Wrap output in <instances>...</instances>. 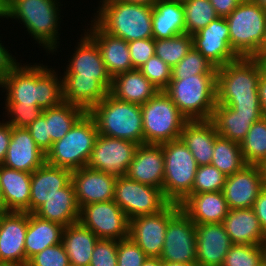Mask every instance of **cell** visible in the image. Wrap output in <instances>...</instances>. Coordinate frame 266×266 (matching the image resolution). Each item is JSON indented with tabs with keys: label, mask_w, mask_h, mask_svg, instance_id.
<instances>
[{
	"label": "cell",
	"mask_w": 266,
	"mask_h": 266,
	"mask_svg": "<svg viewBox=\"0 0 266 266\" xmlns=\"http://www.w3.org/2000/svg\"><path fill=\"white\" fill-rule=\"evenodd\" d=\"M258 96L263 117H266V72L261 73L258 82Z\"/></svg>",
	"instance_id": "cell-55"
},
{
	"label": "cell",
	"mask_w": 266,
	"mask_h": 266,
	"mask_svg": "<svg viewBox=\"0 0 266 266\" xmlns=\"http://www.w3.org/2000/svg\"><path fill=\"white\" fill-rule=\"evenodd\" d=\"M88 33L81 37L62 78L64 101L86 113L107 96L112 85L99 47Z\"/></svg>",
	"instance_id": "cell-1"
},
{
	"label": "cell",
	"mask_w": 266,
	"mask_h": 266,
	"mask_svg": "<svg viewBox=\"0 0 266 266\" xmlns=\"http://www.w3.org/2000/svg\"><path fill=\"white\" fill-rule=\"evenodd\" d=\"M232 245L222 223L196 225L197 266H222Z\"/></svg>",
	"instance_id": "cell-22"
},
{
	"label": "cell",
	"mask_w": 266,
	"mask_h": 266,
	"mask_svg": "<svg viewBox=\"0 0 266 266\" xmlns=\"http://www.w3.org/2000/svg\"><path fill=\"white\" fill-rule=\"evenodd\" d=\"M240 2H252V1H256V0H239Z\"/></svg>",
	"instance_id": "cell-66"
},
{
	"label": "cell",
	"mask_w": 266,
	"mask_h": 266,
	"mask_svg": "<svg viewBox=\"0 0 266 266\" xmlns=\"http://www.w3.org/2000/svg\"><path fill=\"white\" fill-rule=\"evenodd\" d=\"M263 70L266 72V46H264L263 51L261 52V54L258 56Z\"/></svg>",
	"instance_id": "cell-58"
},
{
	"label": "cell",
	"mask_w": 266,
	"mask_h": 266,
	"mask_svg": "<svg viewBox=\"0 0 266 266\" xmlns=\"http://www.w3.org/2000/svg\"><path fill=\"white\" fill-rule=\"evenodd\" d=\"M247 165H261L266 161V117L254 122L240 143Z\"/></svg>",
	"instance_id": "cell-38"
},
{
	"label": "cell",
	"mask_w": 266,
	"mask_h": 266,
	"mask_svg": "<svg viewBox=\"0 0 266 266\" xmlns=\"http://www.w3.org/2000/svg\"><path fill=\"white\" fill-rule=\"evenodd\" d=\"M27 129L36 145L46 153L51 148V136L48 135L46 118L41 114Z\"/></svg>",
	"instance_id": "cell-50"
},
{
	"label": "cell",
	"mask_w": 266,
	"mask_h": 266,
	"mask_svg": "<svg viewBox=\"0 0 266 266\" xmlns=\"http://www.w3.org/2000/svg\"><path fill=\"white\" fill-rule=\"evenodd\" d=\"M179 205L195 225L222 223L229 211L222 191L191 194Z\"/></svg>",
	"instance_id": "cell-25"
},
{
	"label": "cell",
	"mask_w": 266,
	"mask_h": 266,
	"mask_svg": "<svg viewBox=\"0 0 266 266\" xmlns=\"http://www.w3.org/2000/svg\"><path fill=\"white\" fill-rule=\"evenodd\" d=\"M176 1H178V2H184V1H186V0H176Z\"/></svg>",
	"instance_id": "cell-67"
},
{
	"label": "cell",
	"mask_w": 266,
	"mask_h": 266,
	"mask_svg": "<svg viewBox=\"0 0 266 266\" xmlns=\"http://www.w3.org/2000/svg\"><path fill=\"white\" fill-rule=\"evenodd\" d=\"M263 263L261 245L233 244L222 266H259Z\"/></svg>",
	"instance_id": "cell-42"
},
{
	"label": "cell",
	"mask_w": 266,
	"mask_h": 266,
	"mask_svg": "<svg viewBox=\"0 0 266 266\" xmlns=\"http://www.w3.org/2000/svg\"><path fill=\"white\" fill-rule=\"evenodd\" d=\"M142 266H163V261L160 258L147 257Z\"/></svg>",
	"instance_id": "cell-56"
},
{
	"label": "cell",
	"mask_w": 266,
	"mask_h": 266,
	"mask_svg": "<svg viewBox=\"0 0 266 266\" xmlns=\"http://www.w3.org/2000/svg\"><path fill=\"white\" fill-rule=\"evenodd\" d=\"M139 70L159 91H164L172 79V68L156 55Z\"/></svg>",
	"instance_id": "cell-44"
},
{
	"label": "cell",
	"mask_w": 266,
	"mask_h": 266,
	"mask_svg": "<svg viewBox=\"0 0 266 266\" xmlns=\"http://www.w3.org/2000/svg\"><path fill=\"white\" fill-rule=\"evenodd\" d=\"M0 266H24V265L0 263Z\"/></svg>",
	"instance_id": "cell-65"
},
{
	"label": "cell",
	"mask_w": 266,
	"mask_h": 266,
	"mask_svg": "<svg viewBox=\"0 0 266 266\" xmlns=\"http://www.w3.org/2000/svg\"><path fill=\"white\" fill-rule=\"evenodd\" d=\"M72 180V171L44 163L31 176L30 213H34Z\"/></svg>",
	"instance_id": "cell-27"
},
{
	"label": "cell",
	"mask_w": 266,
	"mask_h": 266,
	"mask_svg": "<svg viewBox=\"0 0 266 266\" xmlns=\"http://www.w3.org/2000/svg\"><path fill=\"white\" fill-rule=\"evenodd\" d=\"M227 176L220 172L215 166H198L192 194L222 191Z\"/></svg>",
	"instance_id": "cell-43"
},
{
	"label": "cell",
	"mask_w": 266,
	"mask_h": 266,
	"mask_svg": "<svg viewBox=\"0 0 266 266\" xmlns=\"http://www.w3.org/2000/svg\"><path fill=\"white\" fill-rule=\"evenodd\" d=\"M137 146L129 140L99 134L86 167L116 177L126 176Z\"/></svg>",
	"instance_id": "cell-15"
},
{
	"label": "cell",
	"mask_w": 266,
	"mask_h": 266,
	"mask_svg": "<svg viewBox=\"0 0 266 266\" xmlns=\"http://www.w3.org/2000/svg\"><path fill=\"white\" fill-rule=\"evenodd\" d=\"M163 266H197V264H186V263H179V262L163 261Z\"/></svg>",
	"instance_id": "cell-59"
},
{
	"label": "cell",
	"mask_w": 266,
	"mask_h": 266,
	"mask_svg": "<svg viewBox=\"0 0 266 266\" xmlns=\"http://www.w3.org/2000/svg\"><path fill=\"white\" fill-rule=\"evenodd\" d=\"M88 34L97 44L108 74L113 78L117 74L133 70L128 42L104 32L95 22Z\"/></svg>",
	"instance_id": "cell-26"
},
{
	"label": "cell",
	"mask_w": 266,
	"mask_h": 266,
	"mask_svg": "<svg viewBox=\"0 0 266 266\" xmlns=\"http://www.w3.org/2000/svg\"><path fill=\"white\" fill-rule=\"evenodd\" d=\"M225 19L234 53L238 57H258L266 39V10L256 1L240 2Z\"/></svg>",
	"instance_id": "cell-7"
},
{
	"label": "cell",
	"mask_w": 266,
	"mask_h": 266,
	"mask_svg": "<svg viewBox=\"0 0 266 266\" xmlns=\"http://www.w3.org/2000/svg\"><path fill=\"white\" fill-rule=\"evenodd\" d=\"M116 1L127 2V3H136V4H144V5L153 6V4L157 0H116Z\"/></svg>",
	"instance_id": "cell-57"
},
{
	"label": "cell",
	"mask_w": 266,
	"mask_h": 266,
	"mask_svg": "<svg viewBox=\"0 0 266 266\" xmlns=\"http://www.w3.org/2000/svg\"><path fill=\"white\" fill-rule=\"evenodd\" d=\"M128 48L134 69H139L155 55L154 38L129 41Z\"/></svg>",
	"instance_id": "cell-49"
},
{
	"label": "cell",
	"mask_w": 266,
	"mask_h": 266,
	"mask_svg": "<svg viewBox=\"0 0 266 266\" xmlns=\"http://www.w3.org/2000/svg\"><path fill=\"white\" fill-rule=\"evenodd\" d=\"M28 227L27 212L0 214V263L26 266L25 237Z\"/></svg>",
	"instance_id": "cell-18"
},
{
	"label": "cell",
	"mask_w": 266,
	"mask_h": 266,
	"mask_svg": "<svg viewBox=\"0 0 266 266\" xmlns=\"http://www.w3.org/2000/svg\"><path fill=\"white\" fill-rule=\"evenodd\" d=\"M185 19V33L193 35L217 19L210 0H186L182 2Z\"/></svg>",
	"instance_id": "cell-39"
},
{
	"label": "cell",
	"mask_w": 266,
	"mask_h": 266,
	"mask_svg": "<svg viewBox=\"0 0 266 266\" xmlns=\"http://www.w3.org/2000/svg\"><path fill=\"white\" fill-rule=\"evenodd\" d=\"M164 240L162 261L196 264V225L182 210L168 222Z\"/></svg>",
	"instance_id": "cell-16"
},
{
	"label": "cell",
	"mask_w": 266,
	"mask_h": 266,
	"mask_svg": "<svg viewBox=\"0 0 266 266\" xmlns=\"http://www.w3.org/2000/svg\"><path fill=\"white\" fill-rule=\"evenodd\" d=\"M211 165L229 176L241 171L247 164L240 144L218 135L214 143Z\"/></svg>",
	"instance_id": "cell-37"
},
{
	"label": "cell",
	"mask_w": 266,
	"mask_h": 266,
	"mask_svg": "<svg viewBox=\"0 0 266 266\" xmlns=\"http://www.w3.org/2000/svg\"><path fill=\"white\" fill-rule=\"evenodd\" d=\"M262 175H263V186L266 188V161L260 165Z\"/></svg>",
	"instance_id": "cell-60"
},
{
	"label": "cell",
	"mask_w": 266,
	"mask_h": 266,
	"mask_svg": "<svg viewBox=\"0 0 266 266\" xmlns=\"http://www.w3.org/2000/svg\"><path fill=\"white\" fill-rule=\"evenodd\" d=\"M98 237L80 222L64 227L62 243L71 266H89Z\"/></svg>",
	"instance_id": "cell-33"
},
{
	"label": "cell",
	"mask_w": 266,
	"mask_h": 266,
	"mask_svg": "<svg viewBox=\"0 0 266 266\" xmlns=\"http://www.w3.org/2000/svg\"><path fill=\"white\" fill-rule=\"evenodd\" d=\"M116 179L114 175L88 167L72 171V182L79 208L91 203L113 200Z\"/></svg>",
	"instance_id": "cell-20"
},
{
	"label": "cell",
	"mask_w": 266,
	"mask_h": 266,
	"mask_svg": "<svg viewBox=\"0 0 266 266\" xmlns=\"http://www.w3.org/2000/svg\"><path fill=\"white\" fill-rule=\"evenodd\" d=\"M57 0H5V17L20 19L34 40L51 52L58 38ZM57 6V7H56Z\"/></svg>",
	"instance_id": "cell-8"
},
{
	"label": "cell",
	"mask_w": 266,
	"mask_h": 266,
	"mask_svg": "<svg viewBox=\"0 0 266 266\" xmlns=\"http://www.w3.org/2000/svg\"><path fill=\"white\" fill-rule=\"evenodd\" d=\"M144 143L163 144L180 139L188 121L164 91L141 105Z\"/></svg>",
	"instance_id": "cell-11"
},
{
	"label": "cell",
	"mask_w": 266,
	"mask_h": 266,
	"mask_svg": "<svg viewBox=\"0 0 266 266\" xmlns=\"http://www.w3.org/2000/svg\"><path fill=\"white\" fill-rule=\"evenodd\" d=\"M219 17H227L240 3L239 0H210Z\"/></svg>",
	"instance_id": "cell-53"
},
{
	"label": "cell",
	"mask_w": 266,
	"mask_h": 266,
	"mask_svg": "<svg viewBox=\"0 0 266 266\" xmlns=\"http://www.w3.org/2000/svg\"><path fill=\"white\" fill-rule=\"evenodd\" d=\"M192 39L193 47L217 68L238 58L230 47L229 26L224 17L193 34Z\"/></svg>",
	"instance_id": "cell-17"
},
{
	"label": "cell",
	"mask_w": 266,
	"mask_h": 266,
	"mask_svg": "<svg viewBox=\"0 0 266 266\" xmlns=\"http://www.w3.org/2000/svg\"><path fill=\"white\" fill-rule=\"evenodd\" d=\"M263 263L266 265V240L262 243Z\"/></svg>",
	"instance_id": "cell-62"
},
{
	"label": "cell",
	"mask_w": 266,
	"mask_h": 266,
	"mask_svg": "<svg viewBox=\"0 0 266 266\" xmlns=\"http://www.w3.org/2000/svg\"><path fill=\"white\" fill-rule=\"evenodd\" d=\"M253 210L259 220L261 228L266 234V188H263L253 204Z\"/></svg>",
	"instance_id": "cell-52"
},
{
	"label": "cell",
	"mask_w": 266,
	"mask_h": 266,
	"mask_svg": "<svg viewBox=\"0 0 266 266\" xmlns=\"http://www.w3.org/2000/svg\"><path fill=\"white\" fill-rule=\"evenodd\" d=\"M256 2L266 10V0H256Z\"/></svg>",
	"instance_id": "cell-64"
},
{
	"label": "cell",
	"mask_w": 266,
	"mask_h": 266,
	"mask_svg": "<svg viewBox=\"0 0 266 266\" xmlns=\"http://www.w3.org/2000/svg\"><path fill=\"white\" fill-rule=\"evenodd\" d=\"M88 114L100 135L144 144L141 105L116 99L108 93Z\"/></svg>",
	"instance_id": "cell-5"
},
{
	"label": "cell",
	"mask_w": 266,
	"mask_h": 266,
	"mask_svg": "<svg viewBox=\"0 0 266 266\" xmlns=\"http://www.w3.org/2000/svg\"><path fill=\"white\" fill-rule=\"evenodd\" d=\"M147 256L130 238L117 241V266H142Z\"/></svg>",
	"instance_id": "cell-47"
},
{
	"label": "cell",
	"mask_w": 266,
	"mask_h": 266,
	"mask_svg": "<svg viewBox=\"0 0 266 266\" xmlns=\"http://www.w3.org/2000/svg\"><path fill=\"white\" fill-rule=\"evenodd\" d=\"M79 222L99 239L129 238V219L114 200L82 206Z\"/></svg>",
	"instance_id": "cell-14"
},
{
	"label": "cell",
	"mask_w": 266,
	"mask_h": 266,
	"mask_svg": "<svg viewBox=\"0 0 266 266\" xmlns=\"http://www.w3.org/2000/svg\"><path fill=\"white\" fill-rule=\"evenodd\" d=\"M263 186L259 165H246L241 171L226 178L223 195L229 209L252 208Z\"/></svg>",
	"instance_id": "cell-19"
},
{
	"label": "cell",
	"mask_w": 266,
	"mask_h": 266,
	"mask_svg": "<svg viewBox=\"0 0 266 266\" xmlns=\"http://www.w3.org/2000/svg\"><path fill=\"white\" fill-rule=\"evenodd\" d=\"M8 114H11V120L6 121L12 127L27 128L43 112L37 105H22L15 103H5Z\"/></svg>",
	"instance_id": "cell-46"
},
{
	"label": "cell",
	"mask_w": 266,
	"mask_h": 266,
	"mask_svg": "<svg viewBox=\"0 0 266 266\" xmlns=\"http://www.w3.org/2000/svg\"><path fill=\"white\" fill-rule=\"evenodd\" d=\"M11 129L12 126L9 123H0V165H2L7 153L11 139Z\"/></svg>",
	"instance_id": "cell-54"
},
{
	"label": "cell",
	"mask_w": 266,
	"mask_h": 266,
	"mask_svg": "<svg viewBox=\"0 0 266 266\" xmlns=\"http://www.w3.org/2000/svg\"><path fill=\"white\" fill-rule=\"evenodd\" d=\"M64 227L28 213V227L25 237V255L29 260L45 248L62 242Z\"/></svg>",
	"instance_id": "cell-35"
},
{
	"label": "cell",
	"mask_w": 266,
	"mask_h": 266,
	"mask_svg": "<svg viewBox=\"0 0 266 266\" xmlns=\"http://www.w3.org/2000/svg\"><path fill=\"white\" fill-rule=\"evenodd\" d=\"M152 31L154 39H169L185 33L182 2L157 0L152 6Z\"/></svg>",
	"instance_id": "cell-32"
},
{
	"label": "cell",
	"mask_w": 266,
	"mask_h": 266,
	"mask_svg": "<svg viewBox=\"0 0 266 266\" xmlns=\"http://www.w3.org/2000/svg\"><path fill=\"white\" fill-rule=\"evenodd\" d=\"M0 17H5V0H0Z\"/></svg>",
	"instance_id": "cell-61"
},
{
	"label": "cell",
	"mask_w": 266,
	"mask_h": 266,
	"mask_svg": "<svg viewBox=\"0 0 266 266\" xmlns=\"http://www.w3.org/2000/svg\"><path fill=\"white\" fill-rule=\"evenodd\" d=\"M217 75L172 77L164 92L188 120H210L216 106Z\"/></svg>",
	"instance_id": "cell-6"
},
{
	"label": "cell",
	"mask_w": 266,
	"mask_h": 266,
	"mask_svg": "<svg viewBox=\"0 0 266 266\" xmlns=\"http://www.w3.org/2000/svg\"><path fill=\"white\" fill-rule=\"evenodd\" d=\"M34 214L63 227L79 222L80 208L72 180L40 206Z\"/></svg>",
	"instance_id": "cell-30"
},
{
	"label": "cell",
	"mask_w": 266,
	"mask_h": 266,
	"mask_svg": "<svg viewBox=\"0 0 266 266\" xmlns=\"http://www.w3.org/2000/svg\"><path fill=\"white\" fill-rule=\"evenodd\" d=\"M164 181L162 192L170 203L180 204L192 194L198 164L181 139L162 144Z\"/></svg>",
	"instance_id": "cell-10"
},
{
	"label": "cell",
	"mask_w": 266,
	"mask_h": 266,
	"mask_svg": "<svg viewBox=\"0 0 266 266\" xmlns=\"http://www.w3.org/2000/svg\"><path fill=\"white\" fill-rule=\"evenodd\" d=\"M191 75H217V67L194 47L172 68V77H189Z\"/></svg>",
	"instance_id": "cell-41"
},
{
	"label": "cell",
	"mask_w": 266,
	"mask_h": 266,
	"mask_svg": "<svg viewBox=\"0 0 266 266\" xmlns=\"http://www.w3.org/2000/svg\"><path fill=\"white\" fill-rule=\"evenodd\" d=\"M26 266H71L63 243L52 245L35 254Z\"/></svg>",
	"instance_id": "cell-45"
},
{
	"label": "cell",
	"mask_w": 266,
	"mask_h": 266,
	"mask_svg": "<svg viewBox=\"0 0 266 266\" xmlns=\"http://www.w3.org/2000/svg\"><path fill=\"white\" fill-rule=\"evenodd\" d=\"M89 266H117V240L98 239Z\"/></svg>",
	"instance_id": "cell-48"
},
{
	"label": "cell",
	"mask_w": 266,
	"mask_h": 266,
	"mask_svg": "<svg viewBox=\"0 0 266 266\" xmlns=\"http://www.w3.org/2000/svg\"><path fill=\"white\" fill-rule=\"evenodd\" d=\"M180 205L169 203L152 215L137 216L129 220V238L147 257L159 258L164 246L168 222L180 211Z\"/></svg>",
	"instance_id": "cell-13"
},
{
	"label": "cell",
	"mask_w": 266,
	"mask_h": 266,
	"mask_svg": "<svg viewBox=\"0 0 266 266\" xmlns=\"http://www.w3.org/2000/svg\"><path fill=\"white\" fill-rule=\"evenodd\" d=\"M95 23L106 33L126 42L153 38L152 6L102 0Z\"/></svg>",
	"instance_id": "cell-4"
},
{
	"label": "cell",
	"mask_w": 266,
	"mask_h": 266,
	"mask_svg": "<svg viewBox=\"0 0 266 266\" xmlns=\"http://www.w3.org/2000/svg\"><path fill=\"white\" fill-rule=\"evenodd\" d=\"M222 224L233 244L262 245L266 240L253 208L229 209Z\"/></svg>",
	"instance_id": "cell-28"
},
{
	"label": "cell",
	"mask_w": 266,
	"mask_h": 266,
	"mask_svg": "<svg viewBox=\"0 0 266 266\" xmlns=\"http://www.w3.org/2000/svg\"><path fill=\"white\" fill-rule=\"evenodd\" d=\"M155 55L171 68L177 65L193 47L192 35L187 33L169 39H154Z\"/></svg>",
	"instance_id": "cell-40"
},
{
	"label": "cell",
	"mask_w": 266,
	"mask_h": 266,
	"mask_svg": "<svg viewBox=\"0 0 266 266\" xmlns=\"http://www.w3.org/2000/svg\"><path fill=\"white\" fill-rule=\"evenodd\" d=\"M218 136L210 120L187 121L181 131L180 139L192 153L198 166L210 165Z\"/></svg>",
	"instance_id": "cell-29"
},
{
	"label": "cell",
	"mask_w": 266,
	"mask_h": 266,
	"mask_svg": "<svg viewBox=\"0 0 266 266\" xmlns=\"http://www.w3.org/2000/svg\"><path fill=\"white\" fill-rule=\"evenodd\" d=\"M18 63L0 83L8 93L6 103L37 105L42 110L64 101L62 80L45 66Z\"/></svg>",
	"instance_id": "cell-3"
},
{
	"label": "cell",
	"mask_w": 266,
	"mask_h": 266,
	"mask_svg": "<svg viewBox=\"0 0 266 266\" xmlns=\"http://www.w3.org/2000/svg\"><path fill=\"white\" fill-rule=\"evenodd\" d=\"M5 209H4V205L2 202V196H1V192H0V214L5 213Z\"/></svg>",
	"instance_id": "cell-63"
},
{
	"label": "cell",
	"mask_w": 266,
	"mask_h": 266,
	"mask_svg": "<svg viewBox=\"0 0 266 266\" xmlns=\"http://www.w3.org/2000/svg\"><path fill=\"white\" fill-rule=\"evenodd\" d=\"M85 113L82 108L65 101L43 110L42 115L47 121L48 135L51 136V146L63 138Z\"/></svg>",
	"instance_id": "cell-36"
},
{
	"label": "cell",
	"mask_w": 266,
	"mask_h": 266,
	"mask_svg": "<svg viewBox=\"0 0 266 266\" xmlns=\"http://www.w3.org/2000/svg\"><path fill=\"white\" fill-rule=\"evenodd\" d=\"M45 162L46 153L36 145L30 131L27 128L12 127L11 139L2 165L32 174Z\"/></svg>",
	"instance_id": "cell-21"
},
{
	"label": "cell",
	"mask_w": 266,
	"mask_h": 266,
	"mask_svg": "<svg viewBox=\"0 0 266 266\" xmlns=\"http://www.w3.org/2000/svg\"><path fill=\"white\" fill-rule=\"evenodd\" d=\"M262 117L263 115L238 114L229 106L216 104L210 121L218 135L240 144L254 122Z\"/></svg>",
	"instance_id": "cell-34"
},
{
	"label": "cell",
	"mask_w": 266,
	"mask_h": 266,
	"mask_svg": "<svg viewBox=\"0 0 266 266\" xmlns=\"http://www.w3.org/2000/svg\"><path fill=\"white\" fill-rule=\"evenodd\" d=\"M17 64L16 59L0 43V83Z\"/></svg>",
	"instance_id": "cell-51"
},
{
	"label": "cell",
	"mask_w": 266,
	"mask_h": 266,
	"mask_svg": "<svg viewBox=\"0 0 266 266\" xmlns=\"http://www.w3.org/2000/svg\"><path fill=\"white\" fill-rule=\"evenodd\" d=\"M164 154L162 144H140L137 146L127 177L139 183L163 188Z\"/></svg>",
	"instance_id": "cell-23"
},
{
	"label": "cell",
	"mask_w": 266,
	"mask_h": 266,
	"mask_svg": "<svg viewBox=\"0 0 266 266\" xmlns=\"http://www.w3.org/2000/svg\"><path fill=\"white\" fill-rule=\"evenodd\" d=\"M158 91L139 69H133L114 76L109 93L116 99L143 105Z\"/></svg>",
	"instance_id": "cell-31"
},
{
	"label": "cell",
	"mask_w": 266,
	"mask_h": 266,
	"mask_svg": "<svg viewBox=\"0 0 266 266\" xmlns=\"http://www.w3.org/2000/svg\"><path fill=\"white\" fill-rule=\"evenodd\" d=\"M99 133L94 119L85 113L46 152V163L71 171L86 167Z\"/></svg>",
	"instance_id": "cell-9"
},
{
	"label": "cell",
	"mask_w": 266,
	"mask_h": 266,
	"mask_svg": "<svg viewBox=\"0 0 266 266\" xmlns=\"http://www.w3.org/2000/svg\"><path fill=\"white\" fill-rule=\"evenodd\" d=\"M113 200L129 220L158 213L170 203L164 197L162 189L139 183L127 176L117 177Z\"/></svg>",
	"instance_id": "cell-12"
},
{
	"label": "cell",
	"mask_w": 266,
	"mask_h": 266,
	"mask_svg": "<svg viewBox=\"0 0 266 266\" xmlns=\"http://www.w3.org/2000/svg\"><path fill=\"white\" fill-rule=\"evenodd\" d=\"M31 176L0 165V192L6 212L30 213Z\"/></svg>",
	"instance_id": "cell-24"
},
{
	"label": "cell",
	"mask_w": 266,
	"mask_h": 266,
	"mask_svg": "<svg viewBox=\"0 0 266 266\" xmlns=\"http://www.w3.org/2000/svg\"><path fill=\"white\" fill-rule=\"evenodd\" d=\"M263 71L258 57H238L217 68L216 104L229 106L238 114L263 115L258 96Z\"/></svg>",
	"instance_id": "cell-2"
}]
</instances>
